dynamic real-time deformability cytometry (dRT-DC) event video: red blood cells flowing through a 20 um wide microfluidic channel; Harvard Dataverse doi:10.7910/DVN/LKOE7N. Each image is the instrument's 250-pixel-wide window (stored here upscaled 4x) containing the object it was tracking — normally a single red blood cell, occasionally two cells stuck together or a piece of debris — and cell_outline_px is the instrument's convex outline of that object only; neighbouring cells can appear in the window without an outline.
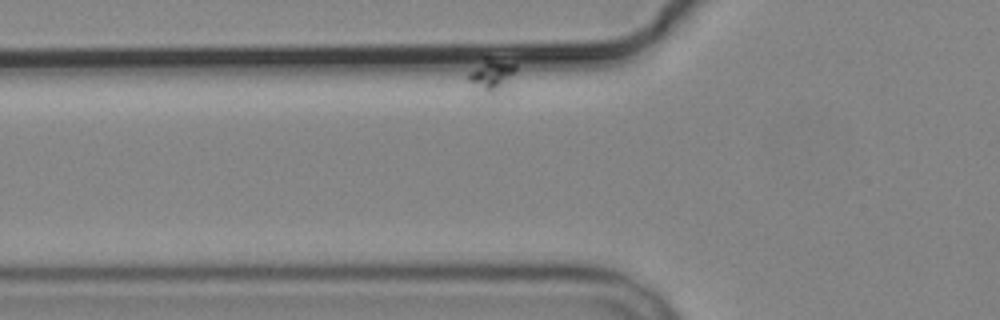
{"species": "common noctule bat (a hibernating species)", "species_latin": "Nyctalus noctula", "temperature_condition": "cold", "stored_images_in_passage": 10, "camera_frame_rate_fps": 3000, "um_per_image_px": 0.085, "animal": {"sex": "male", "body_mass_g": 19.2, "forearm_length_mm": 51.8}, "frame": {"image": 1, "passage_image": 2, "time_ms": 1.0, "image_size_px": [1000, 320], "cell_outline_px": [[516, 72], [512, 92], [496, 96], [484, 96], [464, 76], [468, 72], [488, 56], [516, 64]], "centroid_in_image_um": [41.9, 6.53], "position_along_channel_um": 83.9, "area_um2": 10.46}}
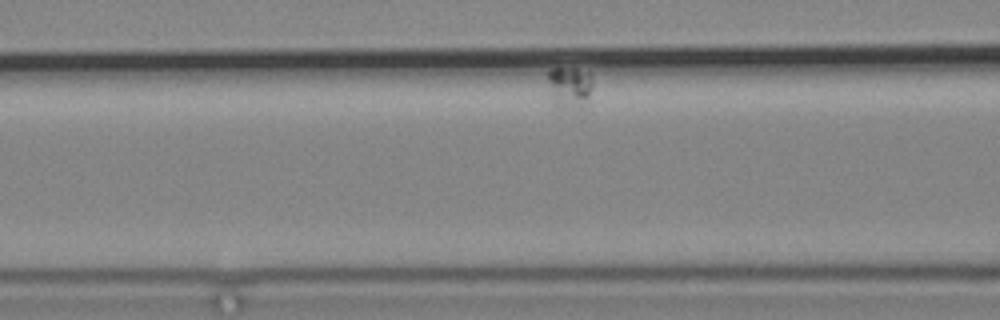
{"frame": {"image": 2, "passage_image": 4, "time_ms": 3.333, "image_size_px": [1000, 320], "cell_outline_px": [[592, 88], [588, 96], [580, 104], [560, 108], [552, 104], [548, 80], [548, 72], [552, 68], [576, 68], [588, 72], [592, 76]], "centroid_in_image_um": [48.36, 7.34], "position_along_channel_um": 118.2, "area_um2": 10.52}}